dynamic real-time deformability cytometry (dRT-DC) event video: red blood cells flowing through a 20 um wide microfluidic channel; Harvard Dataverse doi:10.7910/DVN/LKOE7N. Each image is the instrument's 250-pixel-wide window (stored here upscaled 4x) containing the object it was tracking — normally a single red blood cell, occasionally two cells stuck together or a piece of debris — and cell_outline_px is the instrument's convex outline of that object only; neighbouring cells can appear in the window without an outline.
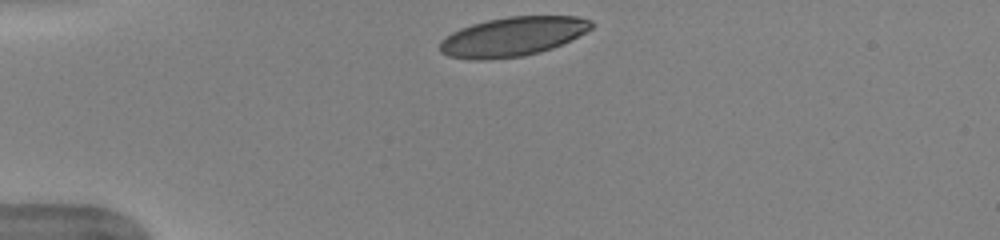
{"species": "human", "species_latin": "Homo sapiens", "temperature_condition": "warm", "stored_images_in_passage": 34, "camera_frame_rate_fps": 3000, "um_per_image_px": 0.085, "donor": {"sex": "female"}, "frame": {"image": 1, "passage_image": 1, "time_ms": 0.0, "image_size_px": [1000, 240], "cell_outline_px": [[592, 28], [552, 48], [540, 52], [524, 56], [488, 60], [476, 60], [448, 56], [440, 52], [440, 40], [452, 32], [460, 28], [472, 24], [488, 20], [508, 16], [576, 16], [592, 20]], "centroid_in_image_um": [43.53, 3.11], "position_along_channel_um": 41.5, "area_um2": 34.51}}
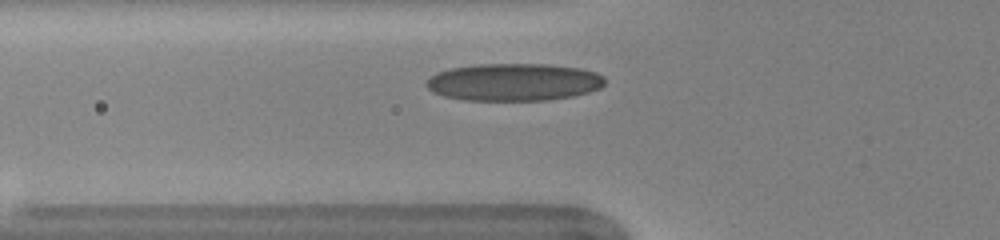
{"frame": {"image": 2, "passage_image": 7, "time_ms": 2.0, "image_size_px": [1000, 240], "cell_outline_px": [[604, 84], [600, 88], [588, 92], [572, 96], [548, 100], [464, 100], [444, 96], [432, 92], [424, 84], [436, 72], [452, 68], [476, 64], [544, 64], [580, 68], [596, 72], [604, 76]], "centroid_in_image_um": [43.67, 6.98], "position_along_channel_um": 82.1, "area_um2": 38.96}}
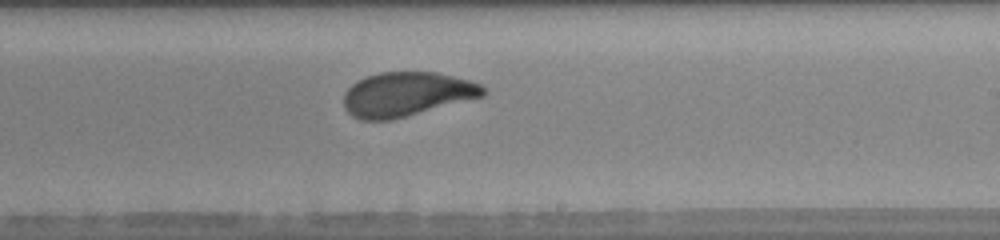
{"frame": {"image": 3, "passage_image": 20, "time_ms": 6.333, "image_size_px": [1000, 240], "cell_outline_px": [[488, 92], [484, 96], [388, 120], [360, 120], [352, 116], [344, 108], [344, 92], [356, 80], [380, 72], [436, 72], [468, 80], [480, 84]], "centroid_in_image_um": [34.53, 8.0], "position_along_channel_um": 254.5, "area_um2": 35.66}, "authors_computed_cell_mechanics": {"area_um2": 36.2695, "velocity_mm_per_s": 3.9611, "shape_relaxation_time_tau1_ms": 3.721, "shape_relaxation_time_tau2_ms": 0.9049, "deformation_change_tau1": 0.1641, "deformation_change_tau2": 0.0761}}